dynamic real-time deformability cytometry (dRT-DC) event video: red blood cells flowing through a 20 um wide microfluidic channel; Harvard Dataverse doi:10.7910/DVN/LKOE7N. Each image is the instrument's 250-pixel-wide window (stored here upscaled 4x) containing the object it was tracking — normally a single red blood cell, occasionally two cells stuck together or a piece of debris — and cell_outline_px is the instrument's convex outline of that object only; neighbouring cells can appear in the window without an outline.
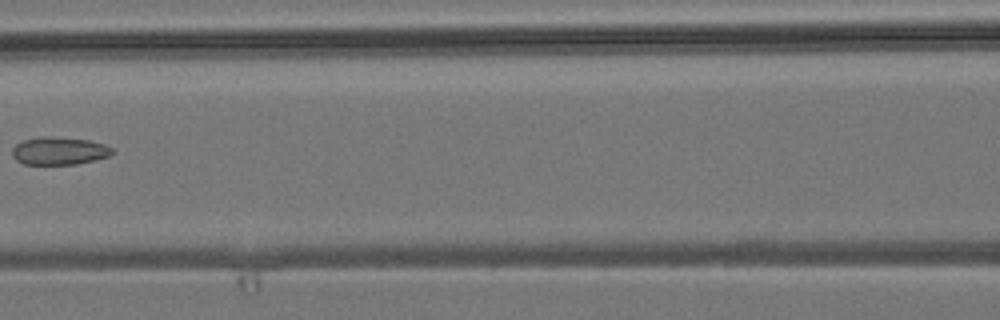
{"species": "common noctule bat (a hibernating species)", "species_latin": "Nyctalus noctula", "temperature_condition": "room temperature", "stored_images_in_passage": 5, "camera_frame_rate_fps": 3000, "um_per_image_px": 0.085, "animal": {"sex": "male", "body_mass_g": 19.2, "forearm_length_mm": 51.8}, "frame": {"image": 1, "passage_image": 4, "time_ms": 3.333, "image_size_px": [1000, 320], "cell_outline_px": [[116, 152], [108, 156], [76, 164], [24, 164], [16, 160], [12, 156], [12, 148], [16, 144], [24, 140], [40, 136], [44, 136], [88, 140], [104, 144], [112, 148]], "centroid_in_image_um": [5.01, 12.82], "position_along_channel_um": 161.6, "area_um2": 16.07}}
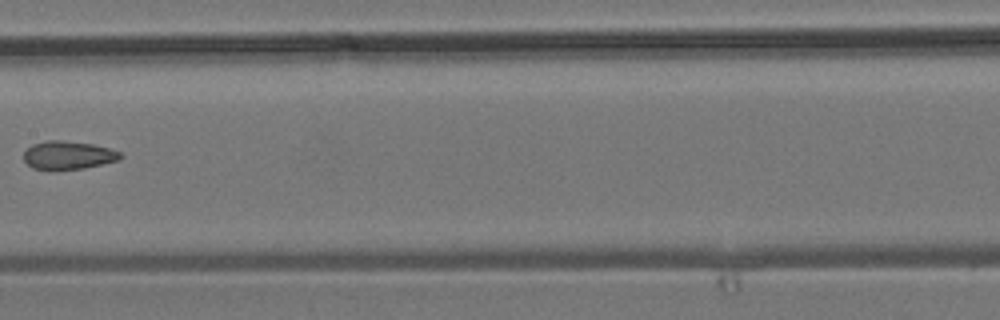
{"frame": {"image": 2, "passage_image": 5, "time_ms": 4.333, "image_size_px": [1000, 320], "cell_outline_px": [[124, 156], [120, 160], [84, 168], [32, 168], [24, 160], [24, 152], [32, 144], [48, 140], [60, 140], [92, 144], [108, 148], [120, 152]], "centroid_in_image_um": [5.83, 13.17], "position_along_channel_um": 201.6, "area_um2": 15.55}}